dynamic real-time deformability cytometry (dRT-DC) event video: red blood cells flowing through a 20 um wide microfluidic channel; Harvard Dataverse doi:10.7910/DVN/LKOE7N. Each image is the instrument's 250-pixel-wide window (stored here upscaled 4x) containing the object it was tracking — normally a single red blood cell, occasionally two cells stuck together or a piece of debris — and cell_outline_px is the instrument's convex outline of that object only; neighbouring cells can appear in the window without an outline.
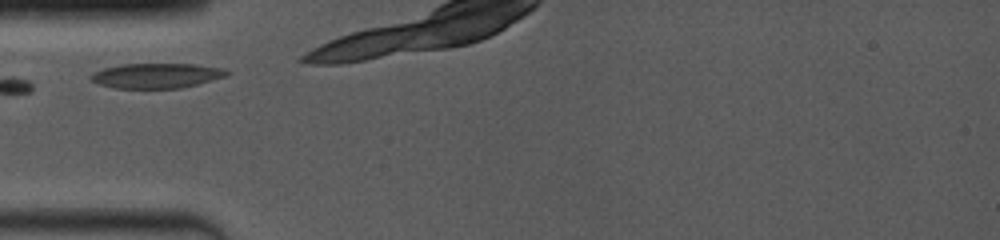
{"species": "common noctule bat (a hibernating species)", "species_latin": "Nyctalus noctula", "temperature_condition": "room temperature", "stored_images_in_passage": 9, "camera_frame_rate_fps": 4000, "um_per_image_px": 0.085, "animal": {"sex": "female", "body_mass_g": 19.0, "forearm_length_mm": 53.3}, "frame": {"image": 1, "passage_image": 1, "time_ms": 0.0, "image_size_px": [1000, 240], "cell_outline_px": [[232, 72], [228, 76], [180, 88], [116, 88], [100, 84], [92, 80], [88, 76], [92, 72], [104, 68], [120, 64], [196, 64], [224, 68]], "centroid_in_image_um": [13.33, 6.42], "position_along_channel_um": 71.7, "area_um2": 19.83}}